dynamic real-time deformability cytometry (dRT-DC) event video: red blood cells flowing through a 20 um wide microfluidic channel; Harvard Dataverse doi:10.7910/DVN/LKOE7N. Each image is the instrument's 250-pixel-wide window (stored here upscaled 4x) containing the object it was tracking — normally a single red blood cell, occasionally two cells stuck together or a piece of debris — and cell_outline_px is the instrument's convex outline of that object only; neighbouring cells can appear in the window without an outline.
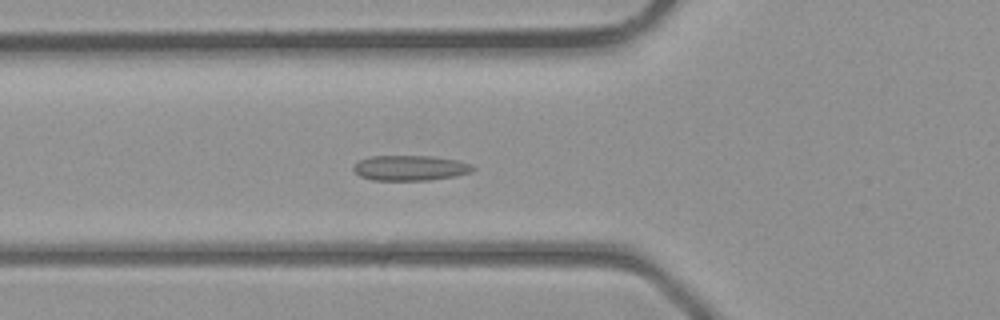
{"species": "common noctule bat (a hibernating species)", "species_latin": "Nyctalus noctula", "temperature_condition": "room temperature", "stored_images_in_passage": 40, "segment_of_instrument_passage": [1, 2], "camera_frame_rate_fps": 3000, "um_per_image_px": 0.085, "animal": {"sex": "male", "body_mass_g": 23.1, "forearm_length_mm": 52.7}, "frame": {"image": 1, "passage_image": 14, "time_ms": 4.333, "image_size_px": [1000, 320], "cell_outline_px": [[476, 168], [472, 172], [456, 176], [428, 180], [372, 180], [360, 176], [352, 168], [360, 160], [368, 156], [432, 156], [456, 160], [472, 164]], "centroid_in_image_um": [34.89, 14.27], "position_along_channel_um": 90.9, "area_um2": 17.57}}
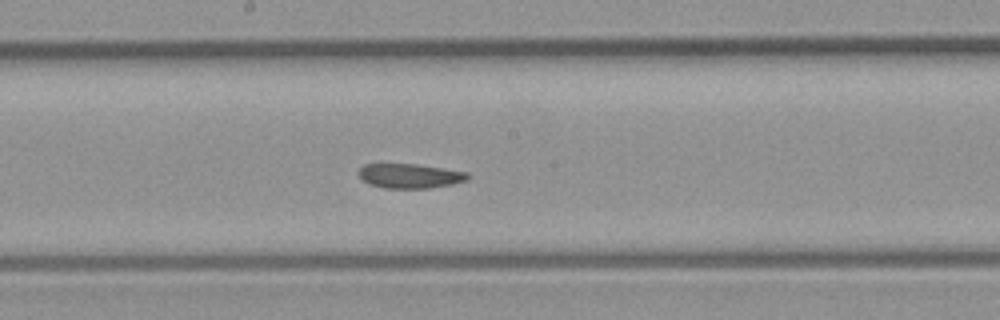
{"frame": {"image": 2, "passage_image": 21, "time_ms": 6.667, "image_size_px": [1000, 320], "cell_outline_px": [[472, 176], [468, 180], [452, 184], [428, 188], [384, 188], [368, 184], [356, 172], [364, 164], [416, 164], [468, 172]], "centroid_in_image_um": [34.85, 14.95], "position_along_channel_um": 213.3, "area_um2": 15.66}}
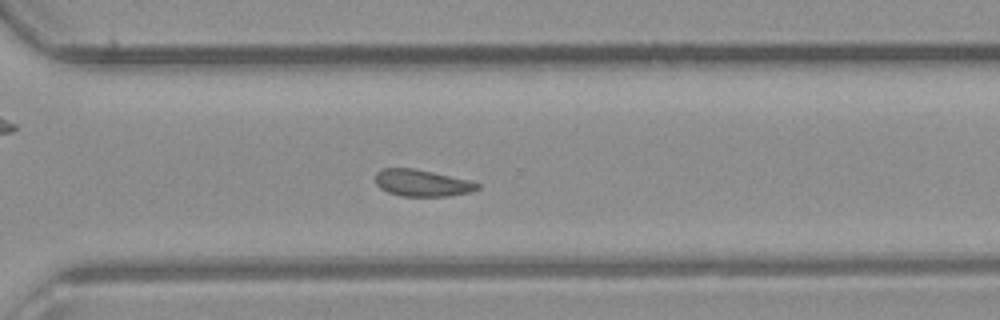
{"frame": {"image": 3, "passage_image": 28, "time_ms": 9.0, "image_size_px": [1000, 320], "cell_outline_px": [[480, 188], [468, 192], [448, 196], [400, 196], [388, 192], [380, 188], [376, 184], [376, 172], [380, 168], [412, 168], [472, 180], [480, 184]], "centroid_in_image_um": [35.87, 15.55], "position_along_channel_um": 334.7, "area_um2": 15.95}}